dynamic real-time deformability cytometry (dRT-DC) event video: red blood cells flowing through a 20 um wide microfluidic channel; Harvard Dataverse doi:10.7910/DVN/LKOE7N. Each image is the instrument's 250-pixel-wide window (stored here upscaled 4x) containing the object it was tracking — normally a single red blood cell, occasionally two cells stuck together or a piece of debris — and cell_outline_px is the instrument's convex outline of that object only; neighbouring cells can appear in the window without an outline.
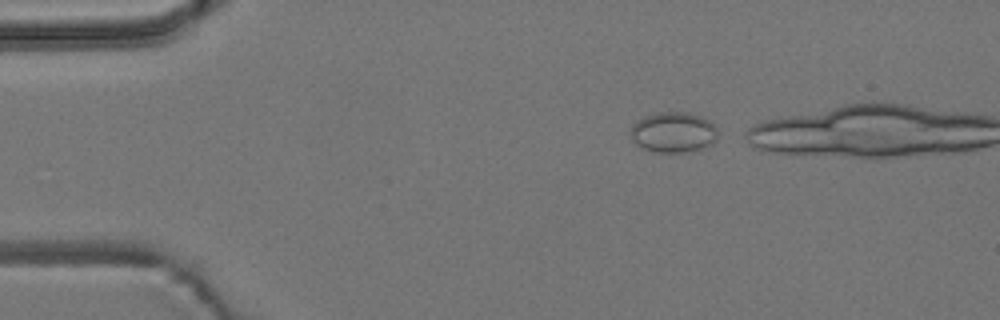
{"species": "common noctule bat (a hibernating species)", "species_latin": "Nyctalus noctula", "temperature_condition": "room temperature", "stored_images_in_passage": 35, "camera_frame_rate_fps": 3000, "um_per_image_px": 0.085, "animal": {"sex": "male", "body_mass_g": 19.2, "forearm_length_mm": 51.8}, "frame": {"image": 1, "passage_image": 1, "time_ms": 0.0, "image_size_px": [1000, 320], "cell_outline_px": [[716, 140], [712, 144], [704, 148], [684, 152], [652, 152], [636, 144], [632, 140], [632, 124], [636, 120], [644, 116], [660, 112], [688, 112], [700, 116], [708, 120], [716, 128]], "centroid_in_image_um": [57.23, 11.24], "position_along_channel_um": 27.8, "area_um2": 20.52}}
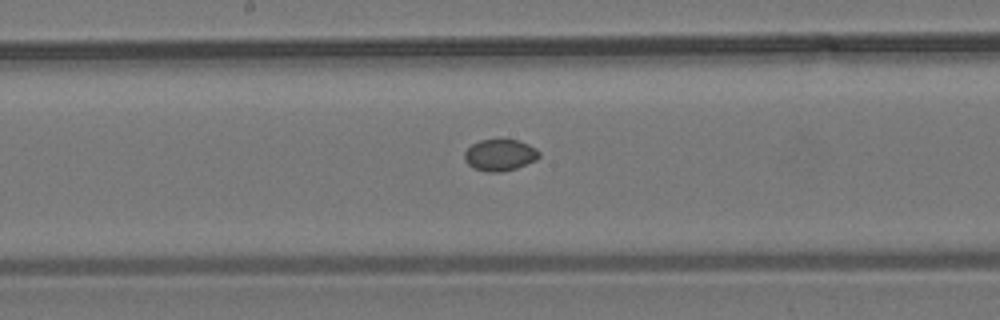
{"frame": {"image": 2, "passage_image": 20, "time_ms": 6.333, "image_size_px": [1000, 320], "cell_outline_px": [[540, 156], [536, 160], [516, 168], [500, 172], [488, 172], [472, 168], [464, 160], [464, 152], [472, 144], [480, 140], [520, 140], [536, 148], [540, 152]], "centroid_in_image_um": [42.49, 13.18], "position_along_channel_um": 205.7, "area_um2": 13.76}}
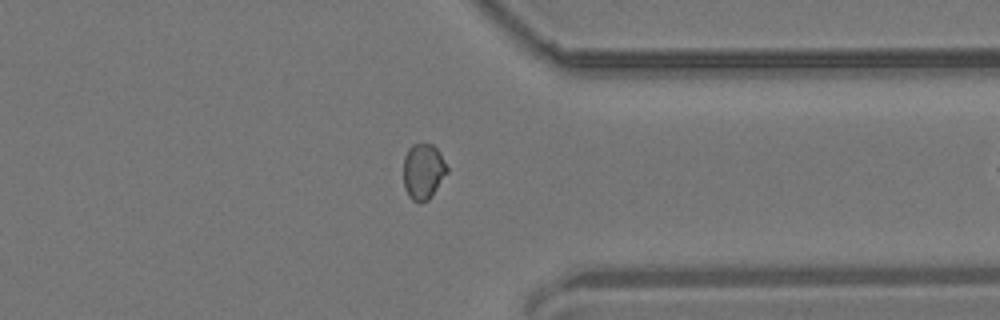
{"frame": {"image": 3, "passage_image": 34, "time_ms": 11.0, "image_size_px": [1000, 320], "cell_outline_px": [[448, 172], [432, 196], [428, 200], [420, 204], [412, 200], [408, 196], [404, 188], [404, 156], [408, 148], [412, 144], [432, 144], [440, 152], [448, 168]], "centroid_in_image_um": [35.97, 14.59], "position_along_channel_um": 375.4, "area_um2": 14.39}}